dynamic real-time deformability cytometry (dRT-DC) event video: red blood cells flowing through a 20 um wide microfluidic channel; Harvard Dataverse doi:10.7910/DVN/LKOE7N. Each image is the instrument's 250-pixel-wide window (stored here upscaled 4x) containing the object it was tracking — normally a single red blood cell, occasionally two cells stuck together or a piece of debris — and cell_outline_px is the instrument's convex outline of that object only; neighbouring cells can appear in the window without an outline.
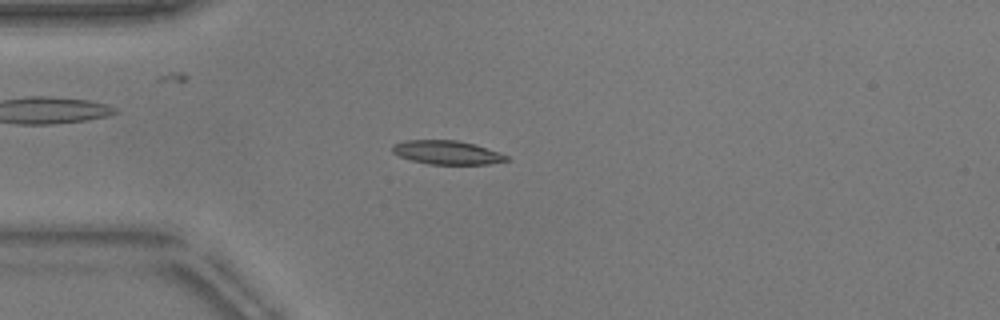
{"species": "common noctule bat (a hibernating species)", "species_latin": "Nyctalus noctula", "temperature_condition": "warm", "stored_images_in_passage": 52, "camera_frame_rate_fps": 3000, "um_per_image_px": 0.085, "animal": {"sex": "male", "body_mass_g": 17.9}, "frame": {"image": 1, "passage_image": 13, "time_ms": 4.0, "image_size_px": [1000, 320], "cell_outline_px": [[508, 160], [488, 164], [428, 164], [412, 160], [400, 156], [392, 152], [392, 144], [404, 140], [456, 140], [476, 144], [500, 152], [508, 156]], "centroid_in_image_um": [37.99, 12.95], "position_along_channel_um": 47.0, "area_um2": 15.84}}
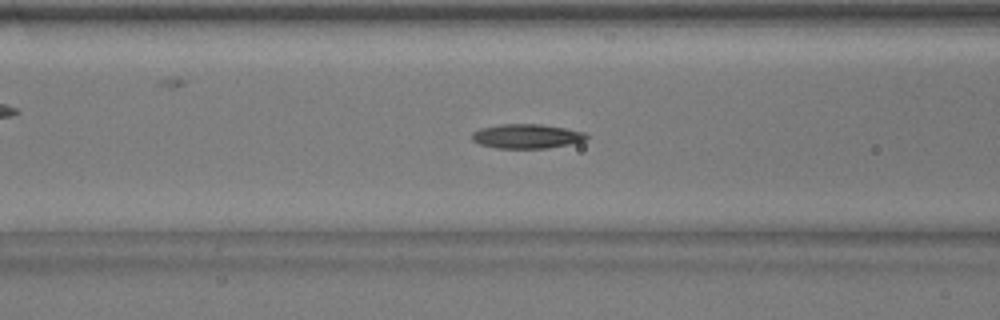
{"frame": {"image": 2, "passage_image": 20, "time_ms": 6.333, "image_size_px": [1000, 320], "cell_outline_px": [[588, 136], [584, 140], [568, 144], [548, 148], [496, 148], [480, 144], [472, 140], [472, 132], [480, 128], [500, 124], [540, 124], [564, 128], [584, 132]], "centroid_in_image_um": [44.73, 11.57], "position_along_channel_um": 121.9, "area_um2": 16.13}}
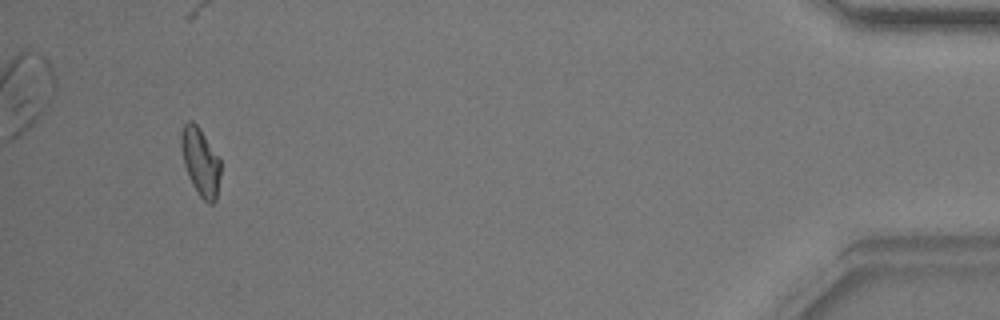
{"frame": {"image": 3, "passage_image": 49, "time_ms": 16.0, "image_size_px": [1000, 320], "cell_outline_px": [[220, 176], [216, 200], [212, 204], [208, 204], [200, 196], [192, 184], [188, 176], [184, 164], [180, 144], [180, 136], [184, 124], [188, 120], [192, 120], [200, 128], [220, 156]], "centroid_in_image_um": [17.05, 13.73], "position_along_channel_um": 418.2, "area_um2": 15.84}, "authors_computed_cell_mechanics": {"area_um2": 15.8083, "velocity_mm_per_s": 3.8307, "shape_relaxation_time_tau1_ms": 7.528, "shape_relaxation_time_tau2_ms": 2.9804, "deformation_change_tau1": 0.1937, "deformation_change_tau2": 0.0907}}